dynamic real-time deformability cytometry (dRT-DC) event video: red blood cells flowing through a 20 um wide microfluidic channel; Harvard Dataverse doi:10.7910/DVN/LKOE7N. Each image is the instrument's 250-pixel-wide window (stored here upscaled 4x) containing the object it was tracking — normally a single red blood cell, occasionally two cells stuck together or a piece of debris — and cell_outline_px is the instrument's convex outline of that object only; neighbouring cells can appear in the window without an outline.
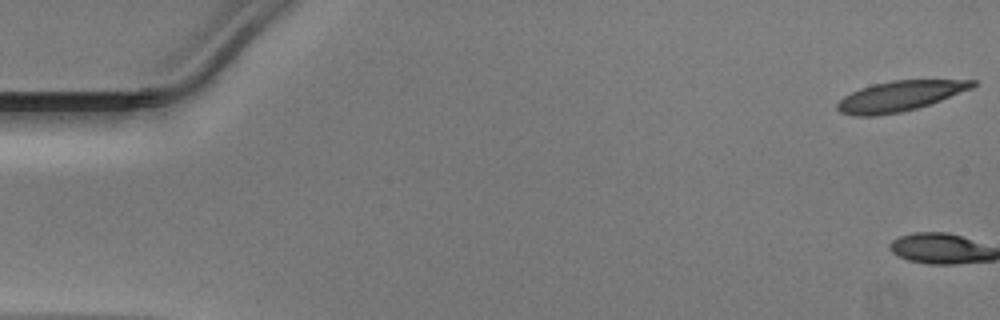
{"species": "Egyptian fruit bat (a non-hibernating species)", "species_latin": "Rousettus aegyptiacus", "temperature_condition": "warm", "stored_images_in_passage": 2, "camera_frame_rate_fps": 3000, "um_per_image_px": 0.085, "animal": {"sex": "male"}, "frame": {"image": 1, "passage_image": 1, "time_ms": 0.0, "image_size_px": [1000, 320], "cell_outline_px": [[976, 84], [972, 88], [940, 100], [916, 108], [900, 112], [876, 116], [852, 116], [840, 112], [836, 108], [836, 104], [844, 96], [860, 88], [872, 84], [892, 80], [976, 80]], "centroid_in_image_um": [76.43, 8.17], "position_along_channel_um": 8.6, "area_um2": 23.64}}